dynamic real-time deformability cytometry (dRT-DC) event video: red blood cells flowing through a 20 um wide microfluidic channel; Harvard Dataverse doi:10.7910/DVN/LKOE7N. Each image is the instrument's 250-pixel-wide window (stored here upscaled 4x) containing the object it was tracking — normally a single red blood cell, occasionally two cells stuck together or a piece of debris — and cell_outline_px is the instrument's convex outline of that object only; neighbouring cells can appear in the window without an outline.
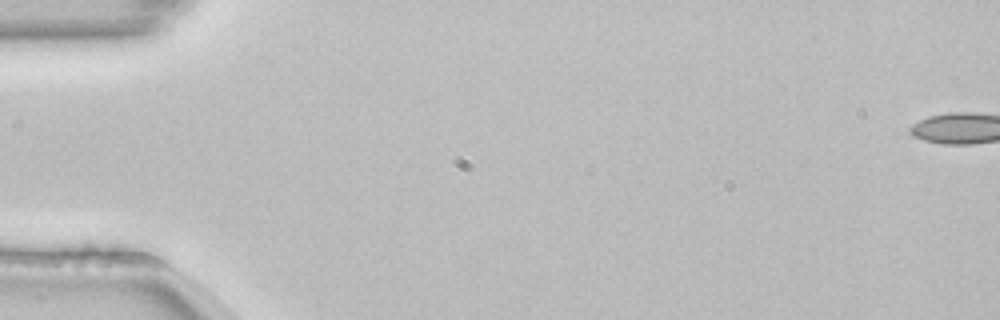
{"species": "common noctule bat (a hibernating species)", "species_latin": "Nyctalus noctula", "temperature_condition": "room temperature", "stored_images_in_passage": 3, "camera_frame_rate_fps": 3000, "um_per_image_px": 0.085, "animal": {"sex": "female", "body_mass_g": 22.7, "forearm_length_mm": 54.2}, "frame": {"image": 1, "passage_image": 1, "time_ms": 0.0, "image_size_px": [1000, 320], "cell_outline_px": [[144, 260], [136, 264], [40, 264], [36, 256], [84, 244], [144, 256]], "centroid_in_image_um": [7.58, 21.8], "position_along_channel_um": 77.4, "area_um2": 10.69}}